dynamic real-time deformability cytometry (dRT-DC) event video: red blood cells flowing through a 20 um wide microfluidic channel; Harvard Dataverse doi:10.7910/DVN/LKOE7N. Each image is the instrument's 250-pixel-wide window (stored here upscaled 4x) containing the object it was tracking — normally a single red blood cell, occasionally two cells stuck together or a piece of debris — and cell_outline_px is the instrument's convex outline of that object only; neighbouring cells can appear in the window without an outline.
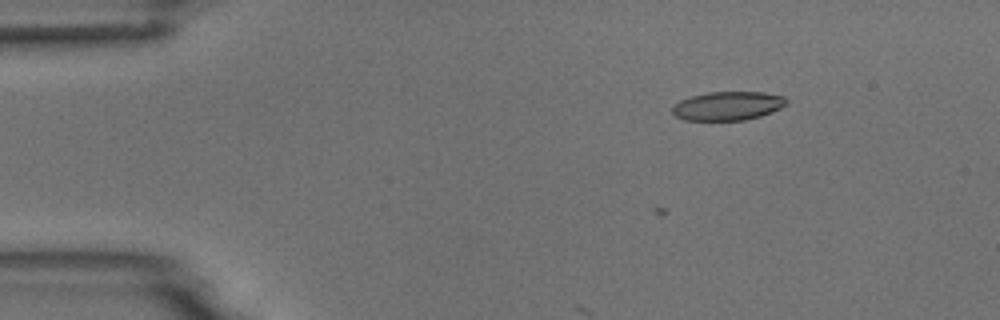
{"species": "common noctule bat (a hibernating species)", "species_latin": "Nyctalus noctula", "temperature_condition": "room temperature", "stored_images_in_passage": 6, "camera_frame_rate_fps": 3000, "um_per_image_px": 0.085, "animal": {"sex": "male", "body_mass_g": 18.8}, "frame": {"image": 1, "passage_image": 6, "time_ms": 1.667, "image_size_px": [1000, 320], "cell_outline_px": [[788, 104], [772, 112], [760, 116], [744, 120], [684, 120], [676, 116], [672, 112], [672, 104], [680, 100], [692, 96], [708, 92], [764, 92], [784, 96], [788, 100]], "centroid_in_image_um": [61.87, 8.99], "position_along_channel_um": 23.1, "area_um2": 19.25}}